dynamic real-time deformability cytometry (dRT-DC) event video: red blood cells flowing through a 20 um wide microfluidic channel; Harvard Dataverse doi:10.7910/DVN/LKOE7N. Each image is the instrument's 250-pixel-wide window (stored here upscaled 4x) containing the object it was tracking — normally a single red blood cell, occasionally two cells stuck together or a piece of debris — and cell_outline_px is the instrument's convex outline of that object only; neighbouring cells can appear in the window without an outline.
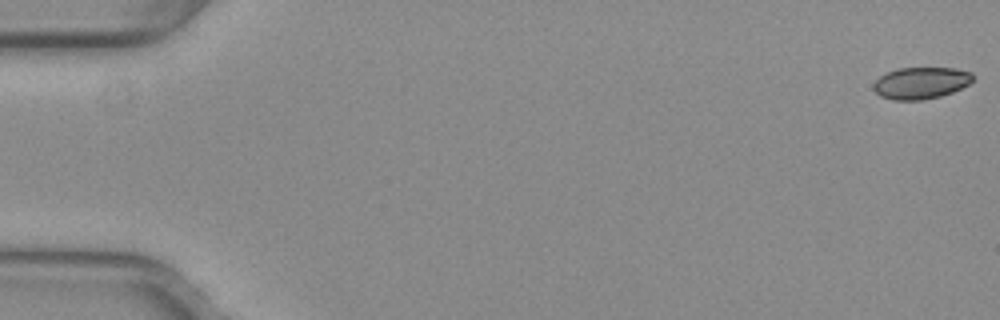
{"species": "common noctule bat (a hibernating species)", "species_latin": "Nyctalus noctula", "temperature_condition": "warm", "stored_images_in_passage": 18, "camera_frame_rate_fps": 3000, "um_per_image_px": 0.085, "animal": {"sex": "female", "body_mass_g": 29.2, "forearm_length_mm": 56.3}, "frame": {"image": 1, "passage_image": 1, "time_ms": 0.0, "image_size_px": [1000, 320], "cell_outline_px": [[972, 80], [968, 84], [952, 92], [940, 96], [924, 100], [892, 100], [880, 96], [872, 88], [872, 84], [880, 76], [888, 72], [900, 68], [956, 68], [972, 72]], "centroid_in_image_um": [78.25, 7.06], "position_along_channel_um": 6.8, "area_um2": 18.38}}
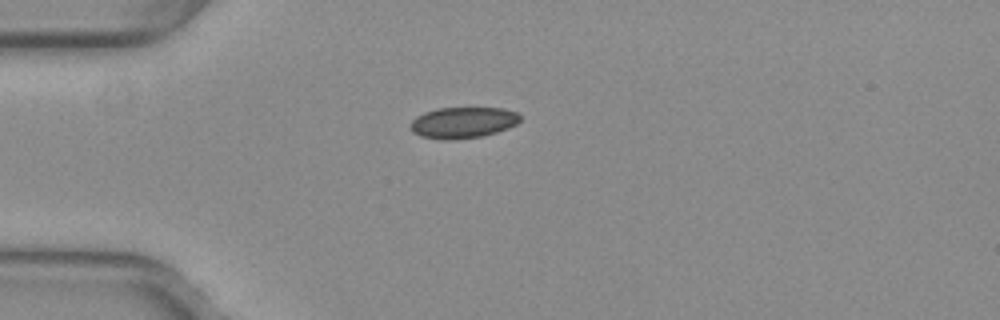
{"frame": {"image": 2, "passage_image": 15, "time_ms": 4.667, "image_size_px": [1000, 320], "cell_outline_px": [[520, 120], [516, 124], [508, 128], [496, 132], [480, 136], [448, 140], [444, 140], [420, 136], [412, 132], [408, 124], [416, 116], [424, 112], [436, 108], [504, 108], [520, 112]], "centroid_in_image_um": [39.33, 10.41], "position_along_channel_um": 45.7, "area_um2": 20.06}}